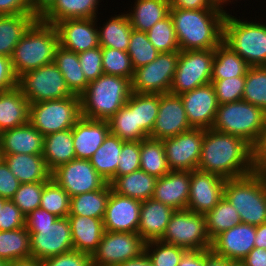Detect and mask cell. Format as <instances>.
I'll return each instance as SVG.
<instances>
[{
    "mask_svg": "<svg viewBox=\"0 0 266 266\" xmlns=\"http://www.w3.org/2000/svg\"><path fill=\"white\" fill-rule=\"evenodd\" d=\"M145 251L154 266H178L186 249L154 240L146 242Z\"/></svg>",
    "mask_w": 266,
    "mask_h": 266,
    "instance_id": "cell-49",
    "label": "cell"
},
{
    "mask_svg": "<svg viewBox=\"0 0 266 266\" xmlns=\"http://www.w3.org/2000/svg\"><path fill=\"white\" fill-rule=\"evenodd\" d=\"M110 133L107 120L80 117L72 128L75 156L89 160Z\"/></svg>",
    "mask_w": 266,
    "mask_h": 266,
    "instance_id": "cell-23",
    "label": "cell"
},
{
    "mask_svg": "<svg viewBox=\"0 0 266 266\" xmlns=\"http://www.w3.org/2000/svg\"><path fill=\"white\" fill-rule=\"evenodd\" d=\"M58 47L55 26L37 19L15 46L11 56L16 76L54 62Z\"/></svg>",
    "mask_w": 266,
    "mask_h": 266,
    "instance_id": "cell-4",
    "label": "cell"
},
{
    "mask_svg": "<svg viewBox=\"0 0 266 266\" xmlns=\"http://www.w3.org/2000/svg\"><path fill=\"white\" fill-rule=\"evenodd\" d=\"M178 266H205V250H186Z\"/></svg>",
    "mask_w": 266,
    "mask_h": 266,
    "instance_id": "cell-63",
    "label": "cell"
},
{
    "mask_svg": "<svg viewBox=\"0 0 266 266\" xmlns=\"http://www.w3.org/2000/svg\"><path fill=\"white\" fill-rule=\"evenodd\" d=\"M48 181L21 183L14 197V204L27 216L33 210L40 208V200L44 185Z\"/></svg>",
    "mask_w": 266,
    "mask_h": 266,
    "instance_id": "cell-51",
    "label": "cell"
},
{
    "mask_svg": "<svg viewBox=\"0 0 266 266\" xmlns=\"http://www.w3.org/2000/svg\"><path fill=\"white\" fill-rule=\"evenodd\" d=\"M140 169L156 178L170 171L162 140L146 138L140 141Z\"/></svg>",
    "mask_w": 266,
    "mask_h": 266,
    "instance_id": "cell-42",
    "label": "cell"
},
{
    "mask_svg": "<svg viewBox=\"0 0 266 266\" xmlns=\"http://www.w3.org/2000/svg\"><path fill=\"white\" fill-rule=\"evenodd\" d=\"M97 22L96 17L66 19L55 23L59 46L75 53L99 47Z\"/></svg>",
    "mask_w": 266,
    "mask_h": 266,
    "instance_id": "cell-18",
    "label": "cell"
},
{
    "mask_svg": "<svg viewBox=\"0 0 266 266\" xmlns=\"http://www.w3.org/2000/svg\"><path fill=\"white\" fill-rule=\"evenodd\" d=\"M40 208L64 218L70 212V196L52 178L44 185L40 200Z\"/></svg>",
    "mask_w": 266,
    "mask_h": 266,
    "instance_id": "cell-46",
    "label": "cell"
},
{
    "mask_svg": "<svg viewBox=\"0 0 266 266\" xmlns=\"http://www.w3.org/2000/svg\"><path fill=\"white\" fill-rule=\"evenodd\" d=\"M224 198L239 213L242 223L259 226L266 223V173H250L227 179Z\"/></svg>",
    "mask_w": 266,
    "mask_h": 266,
    "instance_id": "cell-5",
    "label": "cell"
},
{
    "mask_svg": "<svg viewBox=\"0 0 266 266\" xmlns=\"http://www.w3.org/2000/svg\"><path fill=\"white\" fill-rule=\"evenodd\" d=\"M142 202L114 192L107 201L103 224L105 231L137 233Z\"/></svg>",
    "mask_w": 266,
    "mask_h": 266,
    "instance_id": "cell-21",
    "label": "cell"
},
{
    "mask_svg": "<svg viewBox=\"0 0 266 266\" xmlns=\"http://www.w3.org/2000/svg\"><path fill=\"white\" fill-rule=\"evenodd\" d=\"M197 170L226 180L246 176L255 171L253 146L239 136L206 129Z\"/></svg>",
    "mask_w": 266,
    "mask_h": 266,
    "instance_id": "cell-1",
    "label": "cell"
},
{
    "mask_svg": "<svg viewBox=\"0 0 266 266\" xmlns=\"http://www.w3.org/2000/svg\"><path fill=\"white\" fill-rule=\"evenodd\" d=\"M189 187L190 171L170 170L164 176L157 178L152 198L174 210H186Z\"/></svg>",
    "mask_w": 266,
    "mask_h": 266,
    "instance_id": "cell-24",
    "label": "cell"
},
{
    "mask_svg": "<svg viewBox=\"0 0 266 266\" xmlns=\"http://www.w3.org/2000/svg\"><path fill=\"white\" fill-rule=\"evenodd\" d=\"M266 112L244 100L220 104L212 126L221 133L239 136L252 146L265 125Z\"/></svg>",
    "mask_w": 266,
    "mask_h": 266,
    "instance_id": "cell-7",
    "label": "cell"
},
{
    "mask_svg": "<svg viewBox=\"0 0 266 266\" xmlns=\"http://www.w3.org/2000/svg\"><path fill=\"white\" fill-rule=\"evenodd\" d=\"M2 159V154H1V147H0V160Z\"/></svg>",
    "mask_w": 266,
    "mask_h": 266,
    "instance_id": "cell-74",
    "label": "cell"
},
{
    "mask_svg": "<svg viewBox=\"0 0 266 266\" xmlns=\"http://www.w3.org/2000/svg\"><path fill=\"white\" fill-rule=\"evenodd\" d=\"M131 93L130 79L102 74L80 95L81 116L108 120L126 104Z\"/></svg>",
    "mask_w": 266,
    "mask_h": 266,
    "instance_id": "cell-3",
    "label": "cell"
},
{
    "mask_svg": "<svg viewBox=\"0 0 266 266\" xmlns=\"http://www.w3.org/2000/svg\"><path fill=\"white\" fill-rule=\"evenodd\" d=\"M36 20L32 13L0 15V55L11 58L15 46Z\"/></svg>",
    "mask_w": 266,
    "mask_h": 266,
    "instance_id": "cell-33",
    "label": "cell"
},
{
    "mask_svg": "<svg viewBox=\"0 0 266 266\" xmlns=\"http://www.w3.org/2000/svg\"><path fill=\"white\" fill-rule=\"evenodd\" d=\"M57 219L58 217L54 214L49 213L44 209L37 208L26 216L25 226L52 225Z\"/></svg>",
    "mask_w": 266,
    "mask_h": 266,
    "instance_id": "cell-60",
    "label": "cell"
},
{
    "mask_svg": "<svg viewBox=\"0 0 266 266\" xmlns=\"http://www.w3.org/2000/svg\"><path fill=\"white\" fill-rule=\"evenodd\" d=\"M243 262L245 266H266V249L254 247Z\"/></svg>",
    "mask_w": 266,
    "mask_h": 266,
    "instance_id": "cell-64",
    "label": "cell"
},
{
    "mask_svg": "<svg viewBox=\"0 0 266 266\" xmlns=\"http://www.w3.org/2000/svg\"><path fill=\"white\" fill-rule=\"evenodd\" d=\"M204 140V129L191 128L171 138L163 139L170 170H197Z\"/></svg>",
    "mask_w": 266,
    "mask_h": 266,
    "instance_id": "cell-16",
    "label": "cell"
},
{
    "mask_svg": "<svg viewBox=\"0 0 266 266\" xmlns=\"http://www.w3.org/2000/svg\"><path fill=\"white\" fill-rule=\"evenodd\" d=\"M10 171L21 183L49 181V171L42 154L2 155Z\"/></svg>",
    "mask_w": 266,
    "mask_h": 266,
    "instance_id": "cell-29",
    "label": "cell"
},
{
    "mask_svg": "<svg viewBox=\"0 0 266 266\" xmlns=\"http://www.w3.org/2000/svg\"><path fill=\"white\" fill-rule=\"evenodd\" d=\"M160 105V94L135 93L136 126L149 138Z\"/></svg>",
    "mask_w": 266,
    "mask_h": 266,
    "instance_id": "cell-44",
    "label": "cell"
},
{
    "mask_svg": "<svg viewBox=\"0 0 266 266\" xmlns=\"http://www.w3.org/2000/svg\"><path fill=\"white\" fill-rule=\"evenodd\" d=\"M161 241L186 250L210 249L212 240L208 235L205 215L187 209L175 210Z\"/></svg>",
    "mask_w": 266,
    "mask_h": 266,
    "instance_id": "cell-9",
    "label": "cell"
},
{
    "mask_svg": "<svg viewBox=\"0 0 266 266\" xmlns=\"http://www.w3.org/2000/svg\"><path fill=\"white\" fill-rule=\"evenodd\" d=\"M111 185L107 182L97 191L85 192L70 198L69 215L103 219Z\"/></svg>",
    "mask_w": 266,
    "mask_h": 266,
    "instance_id": "cell-40",
    "label": "cell"
},
{
    "mask_svg": "<svg viewBox=\"0 0 266 266\" xmlns=\"http://www.w3.org/2000/svg\"><path fill=\"white\" fill-rule=\"evenodd\" d=\"M225 266H245L243 260H230L226 259V265Z\"/></svg>",
    "mask_w": 266,
    "mask_h": 266,
    "instance_id": "cell-71",
    "label": "cell"
},
{
    "mask_svg": "<svg viewBox=\"0 0 266 266\" xmlns=\"http://www.w3.org/2000/svg\"><path fill=\"white\" fill-rule=\"evenodd\" d=\"M256 226L240 223L212 239L210 250L230 260H243L255 247Z\"/></svg>",
    "mask_w": 266,
    "mask_h": 266,
    "instance_id": "cell-22",
    "label": "cell"
},
{
    "mask_svg": "<svg viewBox=\"0 0 266 266\" xmlns=\"http://www.w3.org/2000/svg\"><path fill=\"white\" fill-rule=\"evenodd\" d=\"M215 49L179 51L170 92L181 95L211 83Z\"/></svg>",
    "mask_w": 266,
    "mask_h": 266,
    "instance_id": "cell-11",
    "label": "cell"
},
{
    "mask_svg": "<svg viewBox=\"0 0 266 266\" xmlns=\"http://www.w3.org/2000/svg\"><path fill=\"white\" fill-rule=\"evenodd\" d=\"M187 119L192 128H212L218 109V101L211 83L179 95Z\"/></svg>",
    "mask_w": 266,
    "mask_h": 266,
    "instance_id": "cell-20",
    "label": "cell"
},
{
    "mask_svg": "<svg viewBox=\"0 0 266 266\" xmlns=\"http://www.w3.org/2000/svg\"><path fill=\"white\" fill-rule=\"evenodd\" d=\"M180 51L215 49L223 41L225 12L170 8Z\"/></svg>",
    "mask_w": 266,
    "mask_h": 266,
    "instance_id": "cell-2",
    "label": "cell"
},
{
    "mask_svg": "<svg viewBox=\"0 0 266 266\" xmlns=\"http://www.w3.org/2000/svg\"><path fill=\"white\" fill-rule=\"evenodd\" d=\"M226 258L218 256L210 249L205 250V266H225Z\"/></svg>",
    "mask_w": 266,
    "mask_h": 266,
    "instance_id": "cell-67",
    "label": "cell"
},
{
    "mask_svg": "<svg viewBox=\"0 0 266 266\" xmlns=\"http://www.w3.org/2000/svg\"><path fill=\"white\" fill-rule=\"evenodd\" d=\"M179 51L159 53L151 63L134 70L131 88L134 93H169L177 68Z\"/></svg>",
    "mask_w": 266,
    "mask_h": 266,
    "instance_id": "cell-12",
    "label": "cell"
},
{
    "mask_svg": "<svg viewBox=\"0 0 266 266\" xmlns=\"http://www.w3.org/2000/svg\"><path fill=\"white\" fill-rule=\"evenodd\" d=\"M117 266H154L150 257L144 251L139 256L132 258L130 260L124 261L123 263L118 264Z\"/></svg>",
    "mask_w": 266,
    "mask_h": 266,
    "instance_id": "cell-66",
    "label": "cell"
},
{
    "mask_svg": "<svg viewBox=\"0 0 266 266\" xmlns=\"http://www.w3.org/2000/svg\"><path fill=\"white\" fill-rule=\"evenodd\" d=\"M26 216L14 204L7 199L3 208H0V231H11L25 227Z\"/></svg>",
    "mask_w": 266,
    "mask_h": 266,
    "instance_id": "cell-55",
    "label": "cell"
},
{
    "mask_svg": "<svg viewBox=\"0 0 266 266\" xmlns=\"http://www.w3.org/2000/svg\"><path fill=\"white\" fill-rule=\"evenodd\" d=\"M258 22L229 13L223 22V42L250 66L266 65V24Z\"/></svg>",
    "mask_w": 266,
    "mask_h": 266,
    "instance_id": "cell-6",
    "label": "cell"
},
{
    "mask_svg": "<svg viewBox=\"0 0 266 266\" xmlns=\"http://www.w3.org/2000/svg\"><path fill=\"white\" fill-rule=\"evenodd\" d=\"M174 212L172 207L153 198L142 201L137 233L145 242L161 240Z\"/></svg>",
    "mask_w": 266,
    "mask_h": 266,
    "instance_id": "cell-25",
    "label": "cell"
},
{
    "mask_svg": "<svg viewBox=\"0 0 266 266\" xmlns=\"http://www.w3.org/2000/svg\"><path fill=\"white\" fill-rule=\"evenodd\" d=\"M30 102L18 87L0 92V131L29 123Z\"/></svg>",
    "mask_w": 266,
    "mask_h": 266,
    "instance_id": "cell-28",
    "label": "cell"
},
{
    "mask_svg": "<svg viewBox=\"0 0 266 266\" xmlns=\"http://www.w3.org/2000/svg\"><path fill=\"white\" fill-rule=\"evenodd\" d=\"M131 9L126 14L132 28L147 32L169 14L170 6L168 0H135Z\"/></svg>",
    "mask_w": 266,
    "mask_h": 266,
    "instance_id": "cell-34",
    "label": "cell"
},
{
    "mask_svg": "<svg viewBox=\"0 0 266 266\" xmlns=\"http://www.w3.org/2000/svg\"><path fill=\"white\" fill-rule=\"evenodd\" d=\"M41 266H92L91 254L72 250L41 261Z\"/></svg>",
    "mask_w": 266,
    "mask_h": 266,
    "instance_id": "cell-56",
    "label": "cell"
},
{
    "mask_svg": "<svg viewBox=\"0 0 266 266\" xmlns=\"http://www.w3.org/2000/svg\"><path fill=\"white\" fill-rule=\"evenodd\" d=\"M102 65L104 74L132 80L134 69L127 52L102 47Z\"/></svg>",
    "mask_w": 266,
    "mask_h": 266,
    "instance_id": "cell-50",
    "label": "cell"
},
{
    "mask_svg": "<svg viewBox=\"0 0 266 266\" xmlns=\"http://www.w3.org/2000/svg\"><path fill=\"white\" fill-rule=\"evenodd\" d=\"M170 8L179 9H218L215 0H168Z\"/></svg>",
    "mask_w": 266,
    "mask_h": 266,
    "instance_id": "cell-62",
    "label": "cell"
},
{
    "mask_svg": "<svg viewBox=\"0 0 266 266\" xmlns=\"http://www.w3.org/2000/svg\"><path fill=\"white\" fill-rule=\"evenodd\" d=\"M205 218L211 240L223 231L242 223L237 210L224 197L212 210L205 214Z\"/></svg>",
    "mask_w": 266,
    "mask_h": 266,
    "instance_id": "cell-43",
    "label": "cell"
},
{
    "mask_svg": "<svg viewBox=\"0 0 266 266\" xmlns=\"http://www.w3.org/2000/svg\"><path fill=\"white\" fill-rule=\"evenodd\" d=\"M101 0H56L53 6L40 18L47 24L76 18L98 17Z\"/></svg>",
    "mask_w": 266,
    "mask_h": 266,
    "instance_id": "cell-32",
    "label": "cell"
},
{
    "mask_svg": "<svg viewBox=\"0 0 266 266\" xmlns=\"http://www.w3.org/2000/svg\"><path fill=\"white\" fill-rule=\"evenodd\" d=\"M226 179L200 170L190 171L187 210L206 214L224 197Z\"/></svg>",
    "mask_w": 266,
    "mask_h": 266,
    "instance_id": "cell-17",
    "label": "cell"
},
{
    "mask_svg": "<svg viewBox=\"0 0 266 266\" xmlns=\"http://www.w3.org/2000/svg\"><path fill=\"white\" fill-rule=\"evenodd\" d=\"M44 135L30 123L1 132L2 155L42 154Z\"/></svg>",
    "mask_w": 266,
    "mask_h": 266,
    "instance_id": "cell-26",
    "label": "cell"
},
{
    "mask_svg": "<svg viewBox=\"0 0 266 266\" xmlns=\"http://www.w3.org/2000/svg\"><path fill=\"white\" fill-rule=\"evenodd\" d=\"M31 13L28 0H0V15Z\"/></svg>",
    "mask_w": 266,
    "mask_h": 266,
    "instance_id": "cell-61",
    "label": "cell"
},
{
    "mask_svg": "<svg viewBox=\"0 0 266 266\" xmlns=\"http://www.w3.org/2000/svg\"><path fill=\"white\" fill-rule=\"evenodd\" d=\"M140 169V141H124L119 156L117 177Z\"/></svg>",
    "mask_w": 266,
    "mask_h": 266,
    "instance_id": "cell-53",
    "label": "cell"
},
{
    "mask_svg": "<svg viewBox=\"0 0 266 266\" xmlns=\"http://www.w3.org/2000/svg\"><path fill=\"white\" fill-rule=\"evenodd\" d=\"M8 266H41V261L35 258H27L9 262Z\"/></svg>",
    "mask_w": 266,
    "mask_h": 266,
    "instance_id": "cell-69",
    "label": "cell"
},
{
    "mask_svg": "<svg viewBox=\"0 0 266 266\" xmlns=\"http://www.w3.org/2000/svg\"><path fill=\"white\" fill-rule=\"evenodd\" d=\"M191 128L181 97L171 93L160 94L159 110L149 138L163 140Z\"/></svg>",
    "mask_w": 266,
    "mask_h": 266,
    "instance_id": "cell-19",
    "label": "cell"
},
{
    "mask_svg": "<svg viewBox=\"0 0 266 266\" xmlns=\"http://www.w3.org/2000/svg\"><path fill=\"white\" fill-rule=\"evenodd\" d=\"M110 133L123 141H141L148 138L137 126L135 119V93L126 104L107 120Z\"/></svg>",
    "mask_w": 266,
    "mask_h": 266,
    "instance_id": "cell-37",
    "label": "cell"
},
{
    "mask_svg": "<svg viewBox=\"0 0 266 266\" xmlns=\"http://www.w3.org/2000/svg\"><path fill=\"white\" fill-rule=\"evenodd\" d=\"M21 182L15 177V175L10 171L6 162L0 160V196L11 200Z\"/></svg>",
    "mask_w": 266,
    "mask_h": 266,
    "instance_id": "cell-57",
    "label": "cell"
},
{
    "mask_svg": "<svg viewBox=\"0 0 266 266\" xmlns=\"http://www.w3.org/2000/svg\"><path fill=\"white\" fill-rule=\"evenodd\" d=\"M123 142L118 136L109 133L102 145L89 159L95 170L108 183L117 177V167Z\"/></svg>",
    "mask_w": 266,
    "mask_h": 266,
    "instance_id": "cell-36",
    "label": "cell"
},
{
    "mask_svg": "<svg viewBox=\"0 0 266 266\" xmlns=\"http://www.w3.org/2000/svg\"><path fill=\"white\" fill-rule=\"evenodd\" d=\"M30 234L31 258L39 261L74 250L68 217L52 225L25 226Z\"/></svg>",
    "mask_w": 266,
    "mask_h": 266,
    "instance_id": "cell-13",
    "label": "cell"
},
{
    "mask_svg": "<svg viewBox=\"0 0 266 266\" xmlns=\"http://www.w3.org/2000/svg\"><path fill=\"white\" fill-rule=\"evenodd\" d=\"M80 117L78 95L30 104L29 123L44 136L73 128Z\"/></svg>",
    "mask_w": 266,
    "mask_h": 266,
    "instance_id": "cell-8",
    "label": "cell"
},
{
    "mask_svg": "<svg viewBox=\"0 0 266 266\" xmlns=\"http://www.w3.org/2000/svg\"><path fill=\"white\" fill-rule=\"evenodd\" d=\"M31 258L30 234L25 227L0 231V259L7 262Z\"/></svg>",
    "mask_w": 266,
    "mask_h": 266,
    "instance_id": "cell-41",
    "label": "cell"
},
{
    "mask_svg": "<svg viewBox=\"0 0 266 266\" xmlns=\"http://www.w3.org/2000/svg\"><path fill=\"white\" fill-rule=\"evenodd\" d=\"M242 100L266 112V65L250 66L245 76Z\"/></svg>",
    "mask_w": 266,
    "mask_h": 266,
    "instance_id": "cell-45",
    "label": "cell"
},
{
    "mask_svg": "<svg viewBox=\"0 0 266 266\" xmlns=\"http://www.w3.org/2000/svg\"><path fill=\"white\" fill-rule=\"evenodd\" d=\"M114 15L103 26H97L99 46L127 52L133 28L125 12Z\"/></svg>",
    "mask_w": 266,
    "mask_h": 266,
    "instance_id": "cell-35",
    "label": "cell"
},
{
    "mask_svg": "<svg viewBox=\"0 0 266 266\" xmlns=\"http://www.w3.org/2000/svg\"><path fill=\"white\" fill-rule=\"evenodd\" d=\"M133 69L151 63L159 55V51L149 41L147 33L133 29L127 51Z\"/></svg>",
    "mask_w": 266,
    "mask_h": 266,
    "instance_id": "cell-48",
    "label": "cell"
},
{
    "mask_svg": "<svg viewBox=\"0 0 266 266\" xmlns=\"http://www.w3.org/2000/svg\"><path fill=\"white\" fill-rule=\"evenodd\" d=\"M235 1L237 2V0ZM215 2H216V6L218 7V9L227 14L229 12L227 10H224V7L225 6L227 7L228 4H232L234 0H215Z\"/></svg>",
    "mask_w": 266,
    "mask_h": 266,
    "instance_id": "cell-70",
    "label": "cell"
},
{
    "mask_svg": "<svg viewBox=\"0 0 266 266\" xmlns=\"http://www.w3.org/2000/svg\"><path fill=\"white\" fill-rule=\"evenodd\" d=\"M149 41L160 53L180 51L173 19L168 14L147 32Z\"/></svg>",
    "mask_w": 266,
    "mask_h": 266,
    "instance_id": "cell-47",
    "label": "cell"
},
{
    "mask_svg": "<svg viewBox=\"0 0 266 266\" xmlns=\"http://www.w3.org/2000/svg\"><path fill=\"white\" fill-rule=\"evenodd\" d=\"M254 246L266 249V223L256 226V236Z\"/></svg>",
    "mask_w": 266,
    "mask_h": 266,
    "instance_id": "cell-68",
    "label": "cell"
},
{
    "mask_svg": "<svg viewBox=\"0 0 266 266\" xmlns=\"http://www.w3.org/2000/svg\"><path fill=\"white\" fill-rule=\"evenodd\" d=\"M51 178L71 197L101 189L107 181L95 170L90 160L75 158L58 167Z\"/></svg>",
    "mask_w": 266,
    "mask_h": 266,
    "instance_id": "cell-15",
    "label": "cell"
},
{
    "mask_svg": "<svg viewBox=\"0 0 266 266\" xmlns=\"http://www.w3.org/2000/svg\"><path fill=\"white\" fill-rule=\"evenodd\" d=\"M253 163L256 172L266 173V120L257 142L253 145Z\"/></svg>",
    "mask_w": 266,
    "mask_h": 266,
    "instance_id": "cell-59",
    "label": "cell"
},
{
    "mask_svg": "<svg viewBox=\"0 0 266 266\" xmlns=\"http://www.w3.org/2000/svg\"><path fill=\"white\" fill-rule=\"evenodd\" d=\"M18 77L16 76L11 58L0 55V92H5L17 87Z\"/></svg>",
    "mask_w": 266,
    "mask_h": 266,
    "instance_id": "cell-58",
    "label": "cell"
},
{
    "mask_svg": "<svg viewBox=\"0 0 266 266\" xmlns=\"http://www.w3.org/2000/svg\"><path fill=\"white\" fill-rule=\"evenodd\" d=\"M218 104L242 100L245 87V76L211 80Z\"/></svg>",
    "mask_w": 266,
    "mask_h": 266,
    "instance_id": "cell-52",
    "label": "cell"
},
{
    "mask_svg": "<svg viewBox=\"0 0 266 266\" xmlns=\"http://www.w3.org/2000/svg\"><path fill=\"white\" fill-rule=\"evenodd\" d=\"M250 65L223 41L215 48L211 80L246 76Z\"/></svg>",
    "mask_w": 266,
    "mask_h": 266,
    "instance_id": "cell-39",
    "label": "cell"
},
{
    "mask_svg": "<svg viewBox=\"0 0 266 266\" xmlns=\"http://www.w3.org/2000/svg\"><path fill=\"white\" fill-rule=\"evenodd\" d=\"M42 156L51 173L75 159L72 128L44 136Z\"/></svg>",
    "mask_w": 266,
    "mask_h": 266,
    "instance_id": "cell-30",
    "label": "cell"
},
{
    "mask_svg": "<svg viewBox=\"0 0 266 266\" xmlns=\"http://www.w3.org/2000/svg\"><path fill=\"white\" fill-rule=\"evenodd\" d=\"M156 180L155 176L139 169L115 177L109 184L114 192L142 202L153 197Z\"/></svg>",
    "mask_w": 266,
    "mask_h": 266,
    "instance_id": "cell-31",
    "label": "cell"
},
{
    "mask_svg": "<svg viewBox=\"0 0 266 266\" xmlns=\"http://www.w3.org/2000/svg\"><path fill=\"white\" fill-rule=\"evenodd\" d=\"M145 244L138 233L105 231L91 255L92 266H117L143 253Z\"/></svg>",
    "mask_w": 266,
    "mask_h": 266,
    "instance_id": "cell-14",
    "label": "cell"
},
{
    "mask_svg": "<svg viewBox=\"0 0 266 266\" xmlns=\"http://www.w3.org/2000/svg\"><path fill=\"white\" fill-rule=\"evenodd\" d=\"M80 66L88 82L96 80L103 72L102 47H95L78 53Z\"/></svg>",
    "mask_w": 266,
    "mask_h": 266,
    "instance_id": "cell-54",
    "label": "cell"
},
{
    "mask_svg": "<svg viewBox=\"0 0 266 266\" xmlns=\"http://www.w3.org/2000/svg\"><path fill=\"white\" fill-rule=\"evenodd\" d=\"M17 87L30 104L74 95L54 62L20 75Z\"/></svg>",
    "mask_w": 266,
    "mask_h": 266,
    "instance_id": "cell-10",
    "label": "cell"
},
{
    "mask_svg": "<svg viewBox=\"0 0 266 266\" xmlns=\"http://www.w3.org/2000/svg\"><path fill=\"white\" fill-rule=\"evenodd\" d=\"M9 262L0 259V266H8Z\"/></svg>",
    "mask_w": 266,
    "mask_h": 266,
    "instance_id": "cell-73",
    "label": "cell"
},
{
    "mask_svg": "<svg viewBox=\"0 0 266 266\" xmlns=\"http://www.w3.org/2000/svg\"><path fill=\"white\" fill-rule=\"evenodd\" d=\"M56 0H28L30 12L40 19L55 3Z\"/></svg>",
    "mask_w": 266,
    "mask_h": 266,
    "instance_id": "cell-65",
    "label": "cell"
},
{
    "mask_svg": "<svg viewBox=\"0 0 266 266\" xmlns=\"http://www.w3.org/2000/svg\"><path fill=\"white\" fill-rule=\"evenodd\" d=\"M54 63L62 73L69 90L74 95L80 96L86 90L89 82L80 66L78 53L59 46L55 52Z\"/></svg>",
    "mask_w": 266,
    "mask_h": 266,
    "instance_id": "cell-38",
    "label": "cell"
},
{
    "mask_svg": "<svg viewBox=\"0 0 266 266\" xmlns=\"http://www.w3.org/2000/svg\"><path fill=\"white\" fill-rule=\"evenodd\" d=\"M73 248L91 254L97 249L104 230L103 219L68 215Z\"/></svg>",
    "mask_w": 266,
    "mask_h": 266,
    "instance_id": "cell-27",
    "label": "cell"
},
{
    "mask_svg": "<svg viewBox=\"0 0 266 266\" xmlns=\"http://www.w3.org/2000/svg\"><path fill=\"white\" fill-rule=\"evenodd\" d=\"M6 200H7L6 198L0 196V208H3V204Z\"/></svg>",
    "mask_w": 266,
    "mask_h": 266,
    "instance_id": "cell-72",
    "label": "cell"
}]
</instances>
